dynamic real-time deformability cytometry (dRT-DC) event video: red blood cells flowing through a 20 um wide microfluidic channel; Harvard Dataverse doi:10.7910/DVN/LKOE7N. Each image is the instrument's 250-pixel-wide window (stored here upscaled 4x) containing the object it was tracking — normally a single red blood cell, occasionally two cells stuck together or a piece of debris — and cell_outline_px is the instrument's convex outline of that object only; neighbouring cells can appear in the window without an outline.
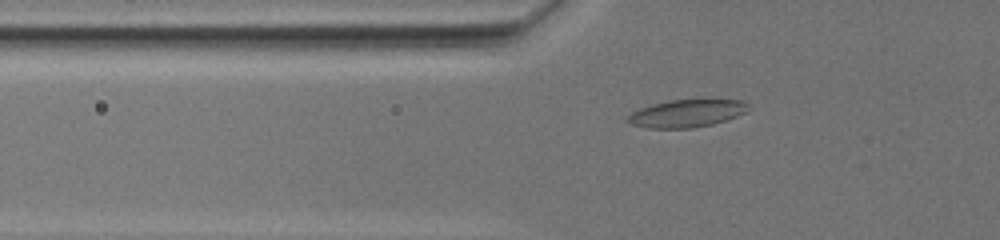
{"species": "common noctule bat (a hibernating species)", "species_latin": "Nyctalus noctula", "temperature_condition": "warm", "stored_images_in_passage": 27, "camera_frame_rate_fps": 3000, "um_per_image_px": 0.085, "animal": {"sex": "female", "body_mass_g": 19.5, "forearm_length_mm": 54.1}, "frame": {"image": 1, "passage_image": 5, "time_ms": 0.667, "image_size_px": [1000, 240], "cell_outline_px": [[752, 108], [748, 112], [712, 124], [692, 128], [648, 128], [632, 124], [624, 120], [632, 112], [640, 108], [652, 104], [668, 100], [740, 100], [748, 104]], "centroid_in_image_um": [58.37, 9.64], "position_along_channel_um": 67.4, "area_um2": 19.36}}
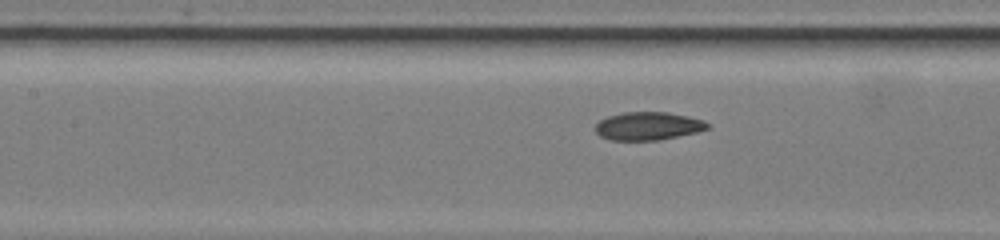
{"frame": {"image": 2, "passage_image": 22, "time_ms": 3.667, "image_size_px": [1000, 240], "cell_outline_px": [[712, 128], [696, 132], [660, 140], [612, 140], [600, 136], [596, 132], [596, 124], [600, 120], [608, 116], [624, 112], [668, 112], [688, 116], [704, 120], [712, 124]], "centroid_in_image_um": [55.14, 10.71], "position_along_channel_um": 152.3, "area_um2": 18.5}}
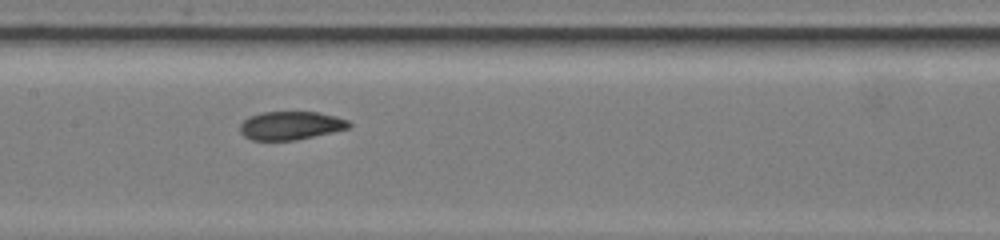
{"frame": {"image": 3, "passage_image": 26, "time_ms": 4.667, "image_size_px": [1000, 240], "cell_outline_px": [[352, 124], [348, 128], [332, 132], [296, 140], [252, 140], [244, 136], [240, 132], [240, 124], [248, 116], [260, 112], [316, 112], [336, 116], [348, 120]], "centroid_in_image_um": [24.68, 10.66], "position_along_channel_um": 182.7, "area_um2": 18.03}}